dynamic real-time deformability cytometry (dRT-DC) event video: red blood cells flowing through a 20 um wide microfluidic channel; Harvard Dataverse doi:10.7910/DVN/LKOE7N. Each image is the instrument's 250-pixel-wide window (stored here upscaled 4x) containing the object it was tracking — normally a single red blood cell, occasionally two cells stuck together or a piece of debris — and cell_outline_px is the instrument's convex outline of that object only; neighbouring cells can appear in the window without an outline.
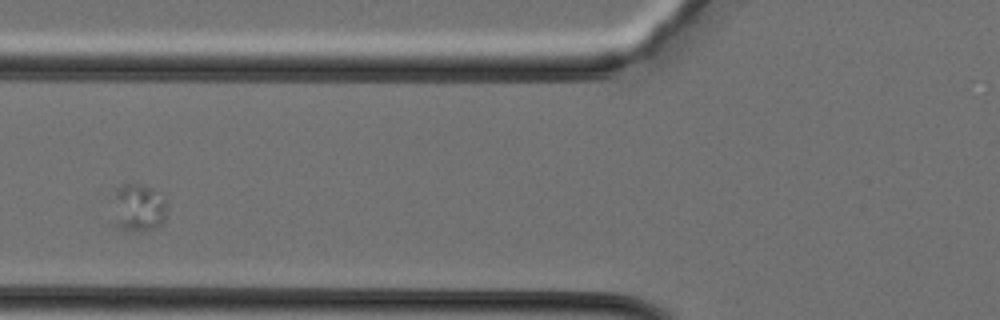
{"species": "Egyptian fruit bat (a non-hibernating species)", "species_latin": "Rousettus aegyptiacus", "temperature_condition": "cold", "stored_images_in_passage": 34, "segment_of_instrument_passage": [2, 2], "camera_frame_rate_fps": 3000, "um_per_image_px": 0.085, "animal": {"sex": "female"}, "frame": {"image": 1, "passage_image": 10, "time_ms": 3.0, "image_size_px": [1000, 320], "cell_outline_px": [[164, 220], [156, 228], [132, 232], [128, 232], [112, 228], [112, 224], [116, 188], [124, 184], [140, 184], [152, 188], [164, 200]], "centroid_in_image_um": [11.67, 17.72], "position_along_channel_um": 114.1, "area_um2": 15.2}}
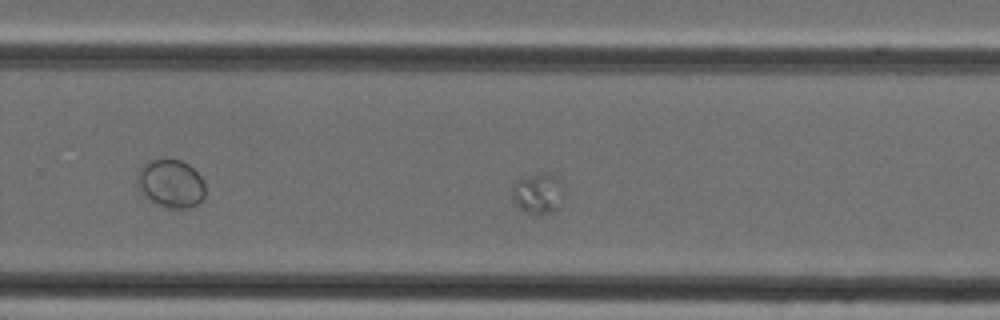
{"frame": {"image": 2, "passage_image": 20, "time_ms": 6.333, "image_size_px": [1000, 320], "cell_outline_px": [[568, 192], [560, 208], [556, 212], [524, 212], [512, 200], [512, 184], [516, 180], [540, 172], [552, 172], [560, 176]], "centroid_in_image_um": [45.86, 16.38], "position_along_channel_um": 283.9, "area_um2": 13.12}}
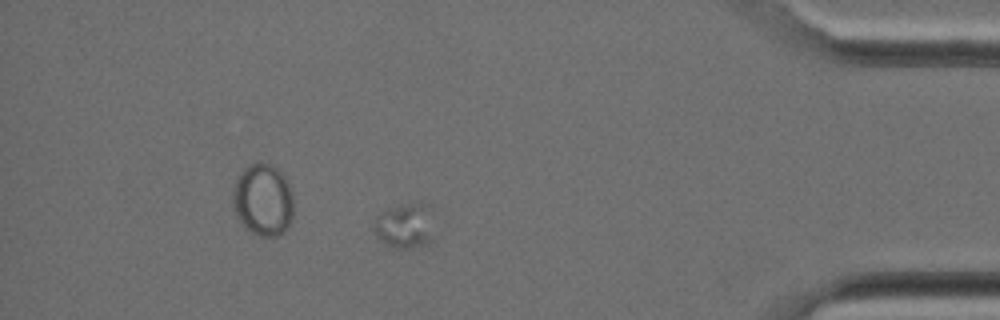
{"frame": {"image": 3, "passage_image": 29, "time_ms": 9.333, "image_size_px": [1000, 320], "cell_outline_px": [[432, 240], [428, 244], [408, 248], [392, 248], [384, 244], [376, 236], [372, 228], [376, 216], [400, 204], [420, 200], [432, 204]], "centroid_in_image_um": [34.46, 19.15], "position_along_channel_um": 400.7, "area_um2": 16.47}}